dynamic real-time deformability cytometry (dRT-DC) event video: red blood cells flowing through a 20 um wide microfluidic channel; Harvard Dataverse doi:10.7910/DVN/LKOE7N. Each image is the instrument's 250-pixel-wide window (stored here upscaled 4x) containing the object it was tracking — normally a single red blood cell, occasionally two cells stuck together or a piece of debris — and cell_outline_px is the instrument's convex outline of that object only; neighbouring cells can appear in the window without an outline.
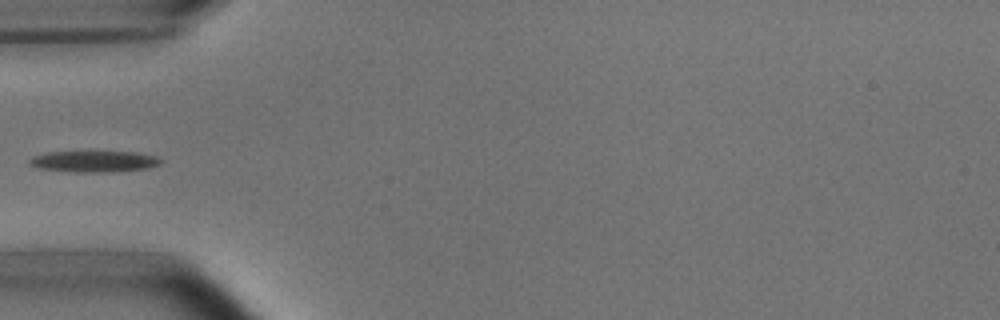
{"species": "common noctule bat (a hibernating species)", "species_latin": "Nyctalus noctula", "temperature_condition": "room temperature", "stored_images_in_passage": 4, "camera_frame_rate_fps": 3000, "um_per_image_px": 0.085, "animal": {"sex": "male", "body_mass_g": 15.6}, "frame": {"image": 1, "passage_image": 1, "time_ms": 0.0, "image_size_px": [1000, 320], "cell_outline_px": [[164, 160], [160, 164], [148, 168], [112, 172], [68, 172], [40, 168], [28, 164], [28, 160], [32, 156], [48, 152], [92, 148], [136, 152], [156, 156]], "centroid_in_image_um": [7.98, 13.66], "position_along_channel_um": 77.0, "area_um2": 17.63}}